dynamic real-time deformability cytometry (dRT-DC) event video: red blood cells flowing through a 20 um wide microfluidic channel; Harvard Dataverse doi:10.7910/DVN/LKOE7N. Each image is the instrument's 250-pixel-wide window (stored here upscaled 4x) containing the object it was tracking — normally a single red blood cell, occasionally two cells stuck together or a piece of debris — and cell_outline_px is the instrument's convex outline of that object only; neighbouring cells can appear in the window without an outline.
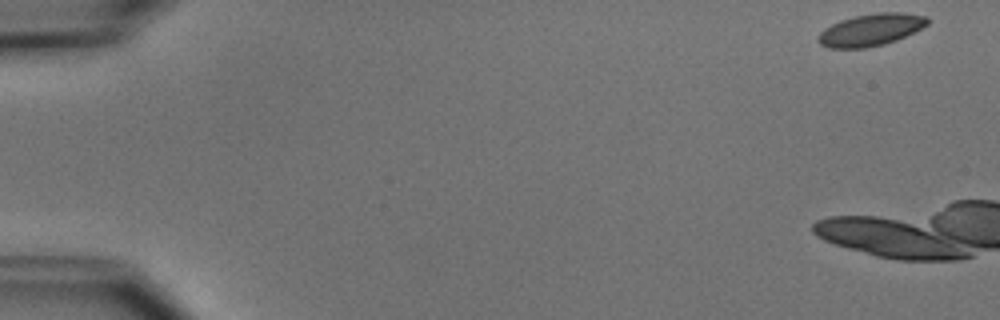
{"species": "common noctule bat (a hibernating species)", "species_latin": "Nyctalus noctula", "temperature_condition": "cold", "stored_images_in_passage": 6, "camera_frame_rate_fps": 3000, "um_per_image_px": 0.085, "animal": {"sex": "male", "body_mass_g": 15.6}, "frame": {"image": 1, "passage_image": 1, "time_ms": 0.0, "image_size_px": [1000, 320], "cell_outline_px": [[928, 24], [896, 40], [884, 44], [864, 48], [828, 48], [820, 44], [816, 40], [816, 36], [824, 28], [840, 20], [856, 16], [876, 12], [904, 12], [928, 16]], "centroid_in_image_um": [73.98, 2.53], "position_along_channel_um": 11.0, "area_um2": 20.46}}